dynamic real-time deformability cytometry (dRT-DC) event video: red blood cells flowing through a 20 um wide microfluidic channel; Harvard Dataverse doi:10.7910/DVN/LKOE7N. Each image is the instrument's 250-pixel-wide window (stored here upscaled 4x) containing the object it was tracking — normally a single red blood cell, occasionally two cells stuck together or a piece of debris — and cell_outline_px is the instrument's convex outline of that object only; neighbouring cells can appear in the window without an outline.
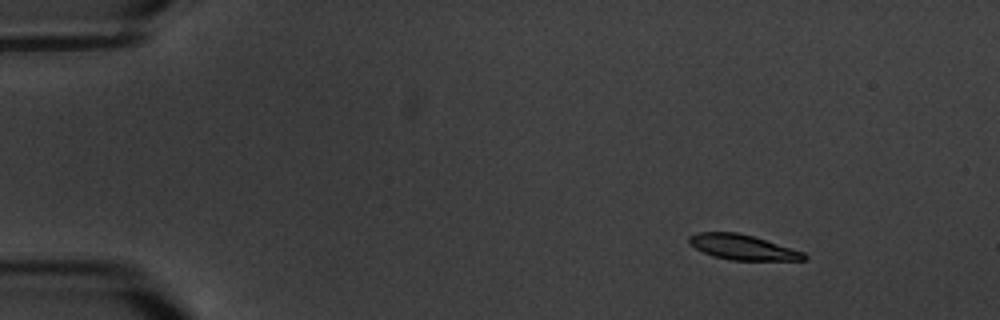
{"species": "common noctule bat (a hibernating species)", "species_latin": "Nyctalus noctula", "temperature_condition": "warm", "stored_images_in_passage": 4, "camera_frame_rate_fps": 3000, "um_per_image_px": 0.085, "animal": {"sex": "male", "body_mass_g": 20.1, "forearm_length_mm": 53.5}, "frame": {"image": 1, "passage_image": 1, "time_ms": 0.0, "image_size_px": [1000, 320], "cell_outline_px": [[808, 256], [804, 260], [732, 260], [712, 256], [688, 244], [688, 236], [696, 232], [736, 232], [752, 236], [804, 252]], "centroid_in_image_um": [63.08, 21.01], "position_along_channel_um": 21.9, "area_um2": 16.7}}
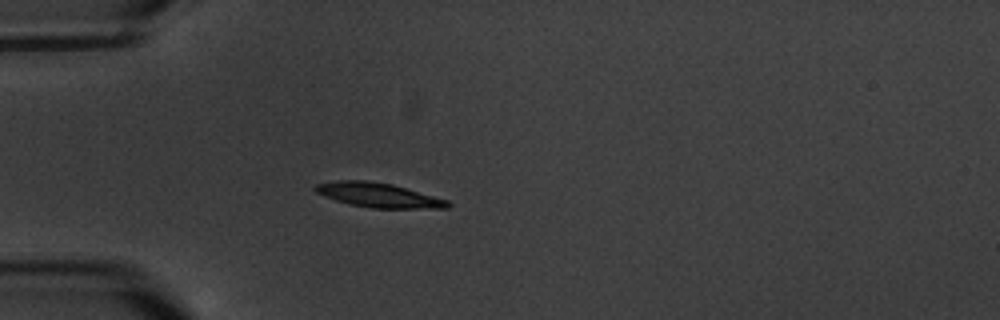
{"frame": {"image": 2, "passage_image": 4, "time_ms": 3.333, "image_size_px": [1000, 320], "cell_outline_px": [[452, 204], [448, 208], [372, 208], [348, 204], [324, 196], [316, 192], [312, 188], [316, 184], [336, 180], [368, 180], [392, 184], [448, 200]], "centroid_in_image_um": [32.14, 16.58], "position_along_channel_um": 52.9, "area_um2": 18.9}}